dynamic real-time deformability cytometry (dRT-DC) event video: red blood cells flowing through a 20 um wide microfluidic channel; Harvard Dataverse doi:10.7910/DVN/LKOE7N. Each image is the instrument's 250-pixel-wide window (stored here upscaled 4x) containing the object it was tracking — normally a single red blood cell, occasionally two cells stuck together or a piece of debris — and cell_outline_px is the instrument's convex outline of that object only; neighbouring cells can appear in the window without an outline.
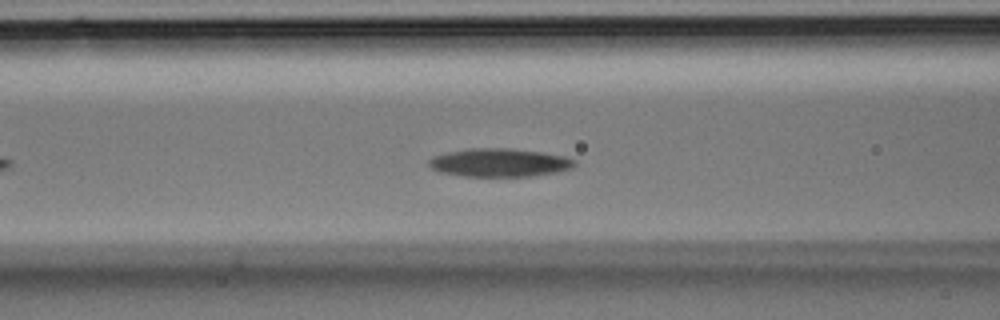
{"species": "Egyptian fruit bat (a non-hibernating species)", "species_latin": "Rousettus aegyptiacus", "temperature_condition": "room temperature", "stored_images_in_passage": 27, "camera_frame_rate_fps": 3000, "um_per_image_px": 0.085, "animal": {"sex": "male"}, "frame": {"image": 1, "passage_image": 7, "time_ms": 2.0, "image_size_px": [1000, 320], "cell_outline_px": [[576, 164], [572, 168], [556, 172], [532, 176], [464, 176], [440, 172], [432, 168], [428, 164], [428, 160], [432, 156], [448, 152], [468, 148], [512, 148], [544, 152], [564, 156], [576, 160]], "centroid_in_image_um": [42.46, 13.81], "position_along_channel_um": 124.1, "area_um2": 24.16}}
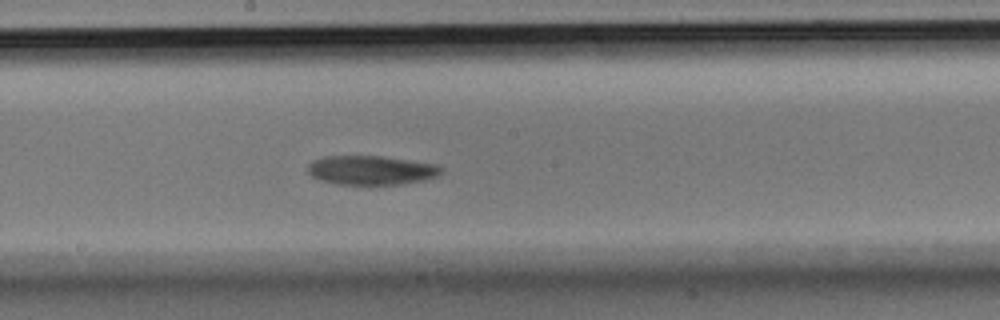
{"frame": {"image": 2, "passage_image": 12, "time_ms": 3.667, "image_size_px": [1000, 320], "cell_outline_px": [[444, 172], [436, 176], [424, 180], [404, 184], [336, 184], [320, 180], [312, 176], [308, 172], [308, 164], [312, 160], [324, 156], [380, 156], [440, 164], [444, 168]], "centroid_in_image_um": [31.59, 14.46], "position_along_channel_um": 216.6, "area_um2": 22.89}}
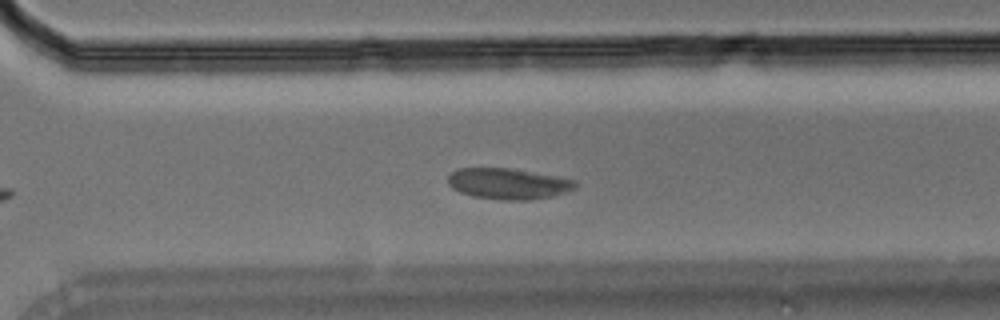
{"frame": {"image": 3, "passage_image": 18, "time_ms": 5.667, "image_size_px": [1000, 320], "cell_outline_px": [[576, 188], [552, 196], [528, 200], [500, 200], [472, 196], [460, 192], [452, 188], [448, 184], [448, 176], [456, 168], [512, 168], [556, 176], [576, 180]], "centroid_in_image_um": [43.17, 15.61], "position_along_channel_um": 327.4, "area_um2": 23.0}}